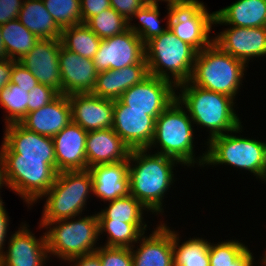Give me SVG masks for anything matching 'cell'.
Wrapping results in <instances>:
<instances>
[{
	"instance_id": "cb8c5ba5",
	"label": "cell",
	"mask_w": 266,
	"mask_h": 266,
	"mask_svg": "<svg viewBox=\"0 0 266 266\" xmlns=\"http://www.w3.org/2000/svg\"><path fill=\"white\" fill-rule=\"evenodd\" d=\"M128 168V161L89 168L92 174L94 197L107 204L108 201L127 196L129 194Z\"/></svg>"
},
{
	"instance_id": "7a4b0ae2",
	"label": "cell",
	"mask_w": 266,
	"mask_h": 266,
	"mask_svg": "<svg viewBox=\"0 0 266 266\" xmlns=\"http://www.w3.org/2000/svg\"><path fill=\"white\" fill-rule=\"evenodd\" d=\"M176 99L187 110L197 129L206 128L209 136L204 141V148L212 138L230 133L242 124L235 110L236 100L228 95L187 81L176 86Z\"/></svg>"
},
{
	"instance_id": "6da1fadb",
	"label": "cell",
	"mask_w": 266,
	"mask_h": 266,
	"mask_svg": "<svg viewBox=\"0 0 266 266\" xmlns=\"http://www.w3.org/2000/svg\"><path fill=\"white\" fill-rule=\"evenodd\" d=\"M128 164L129 194L154 216L161 217L165 212L163 205L166 193L177 180L176 173L174 174L175 167L184 166L172 157L152 153L147 148L132 149Z\"/></svg>"
},
{
	"instance_id": "4dcf8cb0",
	"label": "cell",
	"mask_w": 266,
	"mask_h": 266,
	"mask_svg": "<svg viewBox=\"0 0 266 266\" xmlns=\"http://www.w3.org/2000/svg\"><path fill=\"white\" fill-rule=\"evenodd\" d=\"M108 205V206H107ZM105 209L97 212L98 220H113L126 223H146L145 212H151L134 196L128 194L108 201Z\"/></svg>"
},
{
	"instance_id": "603a6c76",
	"label": "cell",
	"mask_w": 266,
	"mask_h": 266,
	"mask_svg": "<svg viewBox=\"0 0 266 266\" xmlns=\"http://www.w3.org/2000/svg\"><path fill=\"white\" fill-rule=\"evenodd\" d=\"M131 149L112 128L87 132V169L92 166L128 161Z\"/></svg>"
},
{
	"instance_id": "f6af8a7d",
	"label": "cell",
	"mask_w": 266,
	"mask_h": 266,
	"mask_svg": "<svg viewBox=\"0 0 266 266\" xmlns=\"http://www.w3.org/2000/svg\"><path fill=\"white\" fill-rule=\"evenodd\" d=\"M66 263L71 264L70 266H102L100 257L96 252L70 258Z\"/></svg>"
},
{
	"instance_id": "ab89813d",
	"label": "cell",
	"mask_w": 266,
	"mask_h": 266,
	"mask_svg": "<svg viewBox=\"0 0 266 266\" xmlns=\"http://www.w3.org/2000/svg\"><path fill=\"white\" fill-rule=\"evenodd\" d=\"M10 83L26 89V92L29 93L38 84V81L29 69L17 61L11 71Z\"/></svg>"
},
{
	"instance_id": "f546056e",
	"label": "cell",
	"mask_w": 266,
	"mask_h": 266,
	"mask_svg": "<svg viewBox=\"0 0 266 266\" xmlns=\"http://www.w3.org/2000/svg\"><path fill=\"white\" fill-rule=\"evenodd\" d=\"M147 224L99 220V236L103 233L105 236L107 234L103 246L132 248L138 242L139 238L144 233H147V228L149 227Z\"/></svg>"
},
{
	"instance_id": "816d5d0a",
	"label": "cell",
	"mask_w": 266,
	"mask_h": 266,
	"mask_svg": "<svg viewBox=\"0 0 266 266\" xmlns=\"http://www.w3.org/2000/svg\"><path fill=\"white\" fill-rule=\"evenodd\" d=\"M264 255L262 254L261 258L259 257L258 262L260 263L261 266H266V251L264 250Z\"/></svg>"
},
{
	"instance_id": "60d3db41",
	"label": "cell",
	"mask_w": 266,
	"mask_h": 266,
	"mask_svg": "<svg viewBox=\"0 0 266 266\" xmlns=\"http://www.w3.org/2000/svg\"><path fill=\"white\" fill-rule=\"evenodd\" d=\"M145 3L142 0H110V7L128 22Z\"/></svg>"
},
{
	"instance_id": "5bb4252c",
	"label": "cell",
	"mask_w": 266,
	"mask_h": 266,
	"mask_svg": "<svg viewBox=\"0 0 266 266\" xmlns=\"http://www.w3.org/2000/svg\"><path fill=\"white\" fill-rule=\"evenodd\" d=\"M225 29V30H224ZM213 36V42L223 51L242 61L248 68L252 59L266 57V26H228Z\"/></svg>"
},
{
	"instance_id": "d590c367",
	"label": "cell",
	"mask_w": 266,
	"mask_h": 266,
	"mask_svg": "<svg viewBox=\"0 0 266 266\" xmlns=\"http://www.w3.org/2000/svg\"><path fill=\"white\" fill-rule=\"evenodd\" d=\"M43 3L61 30L82 23L80 0H43Z\"/></svg>"
},
{
	"instance_id": "4316f807",
	"label": "cell",
	"mask_w": 266,
	"mask_h": 266,
	"mask_svg": "<svg viewBox=\"0 0 266 266\" xmlns=\"http://www.w3.org/2000/svg\"><path fill=\"white\" fill-rule=\"evenodd\" d=\"M39 39H59L62 30L45 8L43 0H24L17 18Z\"/></svg>"
},
{
	"instance_id": "8992f818",
	"label": "cell",
	"mask_w": 266,
	"mask_h": 266,
	"mask_svg": "<svg viewBox=\"0 0 266 266\" xmlns=\"http://www.w3.org/2000/svg\"><path fill=\"white\" fill-rule=\"evenodd\" d=\"M91 195L93 184L89 169L58 172L52 187L38 200L39 203L46 200L38 224L43 227L49 222L82 215Z\"/></svg>"
},
{
	"instance_id": "ffe728a7",
	"label": "cell",
	"mask_w": 266,
	"mask_h": 266,
	"mask_svg": "<svg viewBox=\"0 0 266 266\" xmlns=\"http://www.w3.org/2000/svg\"><path fill=\"white\" fill-rule=\"evenodd\" d=\"M59 67L62 94L68 96L92 92L98 74L92 59L83 58L61 45Z\"/></svg>"
},
{
	"instance_id": "83f0119b",
	"label": "cell",
	"mask_w": 266,
	"mask_h": 266,
	"mask_svg": "<svg viewBox=\"0 0 266 266\" xmlns=\"http://www.w3.org/2000/svg\"><path fill=\"white\" fill-rule=\"evenodd\" d=\"M179 234L180 232L172 228L174 266H210L209 244L211 240L196 236L183 242Z\"/></svg>"
},
{
	"instance_id": "9a60e30c",
	"label": "cell",
	"mask_w": 266,
	"mask_h": 266,
	"mask_svg": "<svg viewBox=\"0 0 266 266\" xmlns=\"http://www.w3.org/2000/svg\"><path fill=\"white\" fill-rule=\"evenodd\" d=\"M1 153H16L20 158H45L56 171L54 143L51 137L37 134L20 123L5 125Z\"/></svg>"
},
{
	"instance_id": "7c38bea8",
	"label": "cell",
	"mask_w": 266,
	"mask_h": 266,
	"mask_svg": "<svg viewBox=\"0 0 266 266\" xmlns=\"http://www.w3.org/2000/svg\"><path fill=\"white\" fill-rule=\"evenodd\" d=\"M119 100L130 110L147 111L156 118L176 100V86L162 78L148 75L127 89Z\"/></svg>"
},
{
	"instance_id": "484cf974",
	"label": "cell",
	"mask_w": 266,
	"mask_h": 266,
	"mask_svg": "<svg viewBox=\"0 0 266 266\" xmlns=\"http://www.w3.org/2000/svg\"><path fill=\"white\" fill-rule=\"evenodd\" d=\"M214 26H266V0H237L215 11Z\"/></svg>"
},
{
	"instance_id": "9c48e42d",
	"label": "cell",
	"mask_w": 266,
	"mask_h": 266,
	"mask_svg": "<svg viewBox=\"0 0 266 266\" xmlns=\"http://www.w3.org/2000/svg\"><path fill=\"white\" fill-rule=\"evenodd\" d=\"M8 190L18 194L29 209L48 192L57 172L45 158H20L16 153H1ZM31 206V207H30Z\"/></svg>"
},
{
	"instance_id": "4fadbf2b",
	"label": "cell",
	"mask_w": 266,
	"mask_h": 266,
	"mask_svg": "<svg viewBox=\"0 0 266 266\" xmlns=\"http://www.w3.org/2000/svg\"><path fill=\"white\" fill-rule=\"evenodd\" d=\"M24 221L10 234L6 250L0 256V266H46L49 257L46 235L36 237Z\"/></svg>"
},
{
	"instance_id": "2e32d148",
	"label": "cell",
	"mask_w": 266,
	"mask_h": 266,
	"mask_svg": "<svg viewBox=\"0 0 266 266\" xmlns=\"http://www.w3.org/2000/svg\"><path fill=\"white\" fill-rule=\"evenodd\" d=\"M155 119L147 111L130 110L119 99L114 100L112 129L132 149H145L151 144Z\"/></svg>"
},
{
	"instance_id": "e0dca14e",
	"label": "cell",
	"mask_w": 266,
	"mask_h": 266,
	"mask_svg": "<svg viewBox=\"0 0 266 266\" xmlns=\"http://www.w3.org/2000/svg\"><path fill=\"white\" fill-rule=\"evenodd\" d=\"M61 40L39 39L35 46L18 62L29 69L38 83L50 86L62 94L59 67Z\"/></svg>"
},
{
	"instance_id": "8d00e7d4",
	"label": "cell",
	"mask_w": 266,
	"mask_h": 266,
	"mask_svg": "<svg viewBox=\"0 0 266 266\" xmlns=\"http://www.w3.org/2000/svg\"><path fill=\"white\" fill-rule=\"evenodd\" d=\"M242 240L226 239L209 244L210 266H231L234 261L248 248Z\"/></svg>"
},
{
	"instance_id": "1f68e13d",
	"label": "cell",
	"mask_w": 266,
	"mask_h": 266,
	"mask_svg": "<svg viewBox=\"0 0 266 266\" xmlns=\"http://www.w3.org/2000/svg\"><path fill=\"white\" fill-rule=\"evenodd\" d=\"M61 45L83 58L93 59L101 39L85 24H76L62 29Z\"/></svg>"
},
{
	"instance_id": "bcb514c9",
	"label": "cell",
	"mask_w": 266,
	"mask_h": 266,
	"mask_svg": "<svg viewBox=\"0 0 266 266\" xmlns=\"http://www.w3.org/2000/svg\"><path fill=\"white\" fill-rule=\"evenodd\" d=\"M16 62L9 58L0 61V91L10 83L11 71Z\"/></svg>"
},
{
	"instance_id": "7dc6e473",
	"label": "cell",
	"mask_w": 266,
	"mask_h": 266,
	"mask_svg": "<svg viewBox=\"0 0 266 266\" xmlns=\"http://www.w3.org/2000/svg\"><path fill=\"white\" fill-rule=\"evenodd\" d=\"M253 252H251L248 247L233 263L231 266H255L256 262L254 261ZM255 262V263H254ZM255 264V265H254Z\"/></svg>"
},
{
	"instance_id": "8fae6325",
	"label": "cell",
	"mask_w": 266,
	"mask_h": 266,
	"mask_svg": "<svg viewBox=\"0 0 266 266\" xmlns=\"http://www.w3.org/2000/svg\"><path fill=\"white\" fill-rule=\"evenodd\" d=\"M92 60L98 73L134 64H147L145 44L128 28L121 34L101 40Z\"/></svg>"
},
{
	"instance_id": "7bdbcfd3",
	"label": "cell",
	"mask_w": 266,
	"mask_h": 266,
	"mask_svg": "<svg viewBox=\"0 0 266 266\" xmlns=\"http://www.w3.org/2000/svg\"><path fill=\"white\" fill-rule=\"evenodd\" d=\"M24 0H0V25L18 18Z\"/></svg>"
},
{
	"instance_id": "3957f363",
	"label": "cell",
	"mask_w": 266,
	"mask_h": 266,
	"mask_svg": "<svg viewBox=\"0 0 266 266\" xmlns=\"http://www.w3.org/2000/svg\"><path fill=\"white\" fill-rule=\"evenodd\" d=\"M195 128L187 110L176 99L155 121V131L151 144L147 148L154 153L178 160L186 168L204 166L206 149L200 156L195 155ZM195 152V153H194Z\"/></svg>"
},
{
	"instance_id": "5b68a950",
	"label": "cell",
	"mask_w": 266,
	"mask_h": 266,
	"mask_svg": "<svg viewBox=\"0 0 266 266\" xmlns=\"http://www.w3.org/2000/svg\"><path fill=\"white\" fill-rule=\"evenodd\" d=\"M247 66L212 42L197 53L193 73L189 80L193 85L222 93L236 99L245 80Z\"/></svg>"
},
{
	"instance_id": "7402d4cb",
	"label": "cell",
	"mask_w": 266,
	"mask_h": 266,
	"mask_svg": "<svg viewBox=\"0 0 266 266\" xmlns=\"http://www.w3.org/2000/svg\"><path fill=\"white\" fill-rule=\"evenodd\" d=\"M71 121L69 98L60 94L51 103L27 113L19 123L30 131L53 138Z\"/></svg>"
},
{
	"instance_id": "f1b7e54d",
	"label": "cell",
	"mask_w": 266,
	"mask_h": 266,
	"mask_svg": "<svg viewBox=\"0 0 266 266\" xmlns=\"http://www.w3.org/2000/svg\"><path fill=\"white\" fill-rule=\"evenodd\" d=\"M5 52L9 59L19 61L39 41L17 18L1 25Z\"/></svg>"
},
{
	"instance_id": "836d02e7",
	"label": "cell",
	"mask_w": 266,
	"mask_h": 266,
	"mask_svg": "<svg viewBox=\"0 0 266 266\" xmlns=\"http://www.w3.org/2000/svg\"><path fill=\"white\" fill-rule=\"evenodd\" d=\"M29 93L26 89L9 83L0 91V105L6 114L5 125L19 123L27 114Z\"/></svg>"
},
{
	"instance_id": "d6a6232c",
	"label": "cell",
	"mask_w": 266,
	"mask_h": 266,
	"mask_svg": "<svg viewBox=\"0 0 266 266\" xmlns=\"http://www.w3.org/2000/svg\"><path fill=\"white\" fill-rule=\"evenodd\" d=\"M159 4L144 5L137 10L131 20L128 22V28L133 31L146 44L149 40L160 36L168 29L169 11L166 8L167 14L165 18H160ZM138 20L137 24L131 23L133 20ZM166 19L165 28L161 26V22ZM162 20V21H161ZM138 25V26H137Z\"/></svg>"
},
{
	"instance_id": "52a82bcc",
	"label": "cell",
	"mask_w": 266,
	"mask_h": 266,
	"mask_svg": "<svg viewBox=\"0 0 266 266\" xmlns=\"http://www.w3.org/2000/svg\"><path fill=\"white\" fill-rule=\"evenodd\" d=\"M83 216L49 222L43 227L38 225L39 229H46L49 257L66 262L70 258L93 253L101 246L97 242L101 237L96 211L95 214Z\"/></svg>"
},
{
	"instance_id": "d6986e66",
	"label": "cell",
	"mask_w": 266,
	"mask_h": 266,
	"mask_svg": "<svg viewBox=\"0 0 266 266\" xmlns=\"http://www.w3.org/2000/svg\"><path fill=\"white\" fill-rule=\"evenodd\" d=\"M72 121L85 131L112 128L114 100L91 93L68 95Z\"/></svg>"
},
{
	"instance_id": "681fc988",
	"label": "cell",
	"mask_w": 266,
	"mask_h": 266,
	"mask_svg": "<svg viewBox=\"0 0 266 266\" xmlns=\"http://www.w3.org/2000/svg\"><path fill=\"white\" fill-rule=\"evenodd\" d=\"M8 59V56L5 52V47L3 44V38L1 34V25H0V61Z\"/></svg>"
},
{
	"instance_id": "30bf717a",
	"label": "cell",
	"mask_w": 266,
	"mask_h": 266,
	"mask_svg": "<svg viewBox=\"0 0 266 266\" xmlns=\"http://www.w3.org/2000/svg\"><path fill=\"white\" fill-rule=\"evenodd\" d=\"M166 7L169 11L168 28L177 38L198 52L213 42L215 11L211 13L203 1L171 0Z\"/></svg>"
},
{
	"instance_id": "277c9868",
	"label": "cell",
	"mask_w": 266,
	"mask_h": 266,
	"mask_svg": "<svg viewBox=\"0 0 266 266\" xmlns=\"http://www.w3.org/2000/svg\"><path fill=\"white\" fill-rule=\"evenodd\" d=\"M243 125L212 138L206 143V160L203 167L231 166L245 170L266 184V140L244 137ZM239 135H238V134Z\"/></svg>"
},
{
	"instance_id": "ee69618b",
	"label": "cell",
	"mask_w": 266,
	"mask_h": 266,
	"mask_svg": "<svg viewBox=\"0 0 266 266\" xmlns=\"http://www.w3.org/2000/svg\"><path fill=\"white\" fill-rule=\"evenodd\" d=\"M5 202H3L2 199H0V256L2 255L3 251L6 248V238H9V236L7 237V233L9 232V223H10V217H9V213L7 211V209L5 208ZM5 246V247H4Z\"/></svg>"
},
{
	"instance_id": "74e56055",
	"label": "cell",
	"mask_w": 266,
	"mask_h": 266,
	"mask_svg": "<svg viewBox=\"0 0 266 266\" xmlns=\"http://www.w3.org/2000/svg\"><path fill=\"white\" fill-rule=\"evenodd\" d=\"M101 246L95 251L102 266H133L131 248Z\"/></svg>"
},
{
	"instance_id": "f35d334b",
	"label": "cell",
	"mask_w": 266,
	"mask_h": 266,
	"mask_svg": "<svg viewBox=\"0 0 266 266\" xmlns=\"http://www.w3.org/2000/svg\"><path fill=\"white\" fill-rule=\"evenodd\" d=\"M60 93L54 88L38 83L30 92L27 113L42 108L55 100Z\"/></svg>"
},
{
	"instance_id": "e575fe53",
	"label": "cell",
	"mask_w": 266,
	"mask_h": 266,
	"mask_svg": "<svg viewBox=\"0 0 266 266\" xmlns=\"http://www.w3.org/2000/svg\"><path fill=\"white\" fill-rule=\"evenodd\" d=\"M85 24L101 40L121 34L128 29V21L111 7L91 17Z\"/></svg>"
},
{
	"instance_id": "b9f144b4",
	"label": "cell",
	"mask_w": 266,
	"mask_h": 266,
	"mask_svg": "<svg viewBox=\"0 0 266 266\" xmlns=\"http://www.w3.org/2000/svg\"><path fill=\"white\" fill-rule=\"evenodd\" d=\"M82 23L110 8V0H80Z\"/></svg>"
},
{
	"instance_id": "44dd1931",
	"label": "cell",
	"mask_w": 266,
	"mask_h": 266,
	"mask_svg": "<svg viewBox=\"0 0 266 266\" xmlns=\"http://www.w3.org/2000/svg\"><path fill=\"white\" fill-rule=\"evenodd\" d=\"M87 131L71 121L53 139L56 172L87 170Z\"/></svg>"
},
{
	"instance_id": "ba28073f",
	"label": "cell",
	"mask_w": 266,
	"mask_h": 266,
	"mask_svg": "<svg viewBox=\"0 0 266 266\" xmlns=\"http://www.w3.org/2000/svg\"><path fill=\"white\" fill-rule=\"evenodd\" d=\"M198 51L180 40L168 28L145 44L148 72L175 86L191 79Z\"/></svg>"
},
{
	"instance_id": "d4e9b609",
	"label": "cell",
	"mask_w": 266,
	"mask_h": 266,
	"mask_svg": "<svg viewBox=\"0 0 266 266\" xmlns=\"http://www.w3.org/2000/svg\"><path fill=\"white\" fill-rule=\"evenodd\" d=\"M149 75L147 64H134L118 70H107L97 74L91 94L117 100L130 87L140 83Z\"/></svg>"
},
{
	"instance_id": "f907efd6",
	"label": "cell",
	"mask_w": 266,
	"mask_h": 266,
	"mask_svg": "<svg viewBox=\"0 0 266 266\" xmlns=\"http://www.w3.org/2000/svg\"><path fill=\"white\" fill-rule=\"evenodd\" d=\"M142 1L146 5H150V4H159L160 2H165L166 4H168L171 0H142Z\"/></svg>"
},
{
	"instance_id": "ac0fdd59",
	"label": "cell",
	"mask_w": 266,
	"mask_h": 266,
	"mask_svg": "<svg viewBox=\"0 0 266 266\" xmlns=\"http://www.w3.org/2000/svg\"><path fill=\"white\" fill-rule=\"evenodd\" d=\"M165 222L158 221L154 230L144 233L131 248L133 266H174L172 229Z\"/></svg>"
},
{
	"instance_id": "c3c4849f",
	"label": "cell",
	"mask_w": 266,
	"mask_h": 266,
	"mask_svg": "<svg viewBox=\"0 0 266 266\" xmlns=\"http://www.w3.org/2000/svg\"><path fill=\"white\" fill-rule=\"evenodd\" d=\"M4 187H6L7 189L8 186H7L6 179H5L4 160L0 152V190H2V188ZM0 199H2L1 194H0Z\"/></svg>"
}]
</instances>
